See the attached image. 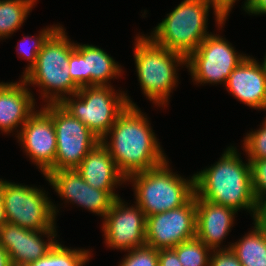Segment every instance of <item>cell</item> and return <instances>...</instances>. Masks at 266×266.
Returning <instances> with one entry per match:
<instances>
[{
	"label": "cell",
	"mask_w": 266,
	"mask_h": 266,
	"mask_svg": "<svg viewBox=\"0 0 266 266\" xmlns=\"http://www.w3.org/2000/svg\"><path fill=\"white\" fill-rule=\"evenodd\" d=\"M253 224L252 231L225 249H231L242 266H266V233Z\"/></svg>",
	"instance_id": "cell-21"
},
{
	"label": "cell",
	"mask_w": 266,
	"mask_h": 266,
	"mask_svg": "<svg viewBox=\"0 0 266 266\" xmlns=\"http://www.w3.org/2000/svg\"><path fill=\"white\" fill-rule=\"evenodd\" d=\"M115 92L110 85L82 86L73 99L67 96L60 105L101 140L127 105L136 106L127 93Z\"/></svg>",
	"instance_id": "cell-7"
},
{
	"label": "cell",
	"mask_w": 266,
	"mask_h": 266,
	"mask_svg": "<svg viewBox=\"0 0 266 266\" xmlns=\"http://www.w3.org/2000/svg\"><path fill=\"white\" fill-rule=\"evenodd\" d=\"M0 266H12L8 253L0 246Z\"/></svg>",
	"instance_id": "cell-35"
},
{
	"label": "cell",
	"mask_w": 266,
	"mask_h": 266,
	"mask_svg": "<svg viewBox=\"0 0 266 266\" xmlns=\"http://www.w3.org/2000/svg\"><path fill=\"white\" fill-rule=\"evenodd\" d=\"M66 34L59 26L44 42L35 65L22 77L27 85L41 88L47 104H60L66 95L72 96L80 88L71 79L67 67L75 43L69 41Z\"/></svg>",
	"instance_id": "cell-3"
},
{
	"label": "cell",
	"mask_w": 266,
	"mask_h": 266,
	"mask_svg": "<svg viewBox=\"0 0 266 266\" xmlns=\"http://www.w3.org/2000/svg\"><path fill=\"white\" fill-rule=\"evenodd\" d=\"M90 257L89 250L67 248L57 241L45 256L26 266H83Z\"/></svg>",
	"instance_id": "cell-23"
},
{
	"label": "cell",
	"mask_w": 266,
	"mask_h": 266,
	"mask_svg": "<svg viewBox=\"0 0 266 266\" xmlns=\"http://www.w3.org/2000/svg\"><path fill=\"white\" fill-rule=\"evenodd\" d=\"M119 266H158V250L144 245L131 249Z\"/></svg>",
	"instance_id": "cell-27"
},
{
	"label": "cell",
	"mask_w": 266,
	"mask_h": 266,
	"mask_svg": "<svg viewBox=\"0 0 266 266\" xmlns=\"http://www.w3.org/2000/svg\"><path fill=\"white\" fill-rule=\"evenodd\" d=\"M254 222L266 233V198L257 201Z\"/></svg>",
	"instance_id": "cell-33"
},
{
	"label": "cell",
	"mask_w": 266,
	"mask_h": 266,
	"mask_svg": "<svg viewBox=\"0 0 266 266\" xmlns=\"http://www.w3.org/2000/svg\"><path fill=\"white\" fill-rule=\"evenodd\" d=\"M257 1L258 0H246L243 5V10L247 12Z\"/></svg>",
	"instance_id": "cell-37"
},
{
	"label": "cell",
	"mask_w": 266,
	"mask_h": 266,
	"mask_svg": "<svg viewBox=\"0 0 266 266\" xmlns=\"http://www.w3.org/2000/svg\"><path fill=\"white\" fill-rule=\"evenodd\" d=\"M210 8L205 0H183L149 37L158 45L187 57L209 35L207 17Z\"/></svg>",
	"instance_id": "cell-6"
},
{
	"label": "cell",
	"mask_w": 266,
	"mask_h": 266,
	"mask_svg": "<svg viewBox=\"0 0 266 266\" xmlns=\"http://www.w3.org/2000/svg\"><path fill=\"white\" fill-rule=\"evenodd\" d=\"M173 250L182 266H209L212 250L197 237L183 241Z\"/></svg>",
	"instance_id": "cell-24"
},
{
	"label": "cell",
	"mask_w": 266,
	"mask_h": 266,
	"mask_svg": "<svg viewBox=\"0 0 266 266\" xmlns=\"http://www.w3.org/2000/svg\"><path fill=\"white\" fill-rule=\"evenodd\" d=\"M262 110H264V111L266 110V103L264 104ZM264 121L266 122V117H265Z\"/></svg>",
	"instance_id": "cell-38"
},
{
	"label": "cell",
	"mask_w": 266,
	"mask_h": 266,
	"mask_svg": "<svg viewBox=\"0 0 266 266\" xmlns=\"http://www.w3.org/2000/svg\"><path fill=\"white\" fill-rule=\"evenodd\" d=\"M146 117L137 105H127L101 139L125 178L154 169L168 159Z\"/></svg>",
	"instance_id": "cell-1"
},
{
	"label": "cell",
	"mask_w": 266,
	"mask_h": 266,
	"mask_svg": "<svg viewBox=\"0 0 266 266\" xmlns=\"http://www.w3.org/2000/svg\"><path fill=\"white\" fill-rule=\"evenodd\" d=\"M16 134L21 147L44 176L54 171L56 132L52 120V104L34 111Z\"/></svg>",
	"instance_id": "cell-12"
},
{
	"label": "cell",
	"mask_w": 266,
	"mask_h": 266,
	"mask_svg": "<svg viewBox=\"0 0 266 266\" xmlns=\"http://www.w3.org/2000/svg\"><path fill=\"white\" fill-rule=\"evenodd\" d=\"M248 14L252 15H266V0H258L248 11Z\"/></svg>",
	"instance_id": "cell-34"
},
{
	"label": "cell",
	"mask_w": 266,
	"mask_h": 266,
	"mask_svg": "<svg viewBox=\"0 0 266 266\" xmlns=\"http://www.w3.org/2000/svg\"><path fill=\"white\" fill-rule=\"evenodd\" d=\"M26 82H0V130L6 134L21 128L36 110L35 98Z\"/></svg>",
	"instance_id": "cell-18"
},
{
	"label": "cell",
	"mask_w": 266,
	"mask_h": 266,
	"mask_svg": "<svg viewBox=\"0 0 266 266\" xmlns=\"http://www.w3.org/2000/svg\"><path fill=\"white\" fill-rule=\"evenodd\" d=\"M224 86L241 103L262 110L266 103V67L246 56L230 74Z\"/></svg>",
	"instance_id": "cell-16"
},
{
	"label": "cell",
	"mask_w": 266,
	"mask_h": 266,
	"mask_svg": "<svg viewBox=\"0 0 266 266\" xmlns=\"http://www.w3.org/2000/svg\"><path fill=\"white\" fill-rule=\"evenodd\" d=\"M59 26H50L47 28L42 29V31H40L39 36H25L22 41H20L21 43L17 44V52L18 54L22 55L25 59H27L28 62H30L28 64V66L25 68L22 77L29 71L32 69V67L35 65L36 63V59H37V55L40 52V50L42 49V46L44 44V42L48 39V37L58 28ZM26 41L31 42L28 45L30 47H27L26 45ZM33 43V44H32Z\"/></svg>",
	"instance_id": "cell-25"
},
{
	"label": "cell",
	"mask_w": 266,
	"mask_h": 266,
	"mask_svg": "<svg viewBox=\"0 0 266 266\" xmlns=\"http://www.w3.org/2000/svg\"><path fill=\"white\" fill-rule=\"evenodd\" d=\"M209 6L213 8L214 15L216 17V24L218 25L219 29L220 26L224 25L226 19L228 17V13L232 10L235 2L237 0H205Z\"/></svg>",
	"instance_id": "cell-31"
},
{
	"label": "cell",
	"mask_w": 266,
	"mask_h": 266,
	"mask_svg": "<svg viewBox=\"0 0 266 266\" xmlns=\"http://www.w3.org/2000/svg\"><path fill=\"white\" fill-rule=\"evenodd\" d=\"M56 230L31 231L6 222L0 227V246L8 253L12 266H26L45 256L55 245ZM48 242L43 240V236ZM42 238V239H41Z\"/></svg>",
	"instance_id": "cell-15"
},
{
	"label": "cell",
	"mask_w": 266,
	"mask_h": 266,
	"mask_svg": "<svg viewBox=\"0 0 266 266\" xmlns=\"http://www.w3.org/2000/svg\"><path fill=\"white\" fill-rule=\"evenodd\" d=\"M45 178L62 200L76 203L102 218L115 201L109 192L90 186L76 169L51 171Z\"/></svg>",
	"instance_id": "cell-14"
},
{
	"label": "cell",
	"mask_w": 266,
	"mask_h": 266,
	"mask_svg": "<svg viewBox=\"0 0 266 266\" xmlns=\"http://www.w3.org/2000/svg\"><path fill=\"white\" fill-rule=\"evenodd\" d=\"M75 48L84 56L85 86H111L110 80L121 76V66L103 49L77 43Z\"/></svg>",
	"instance_id": "cell-20"
},
{
	"label": "cell",
	"mask_w": 266,
	"mask_h": 266,
	"mask_svg": "<svg viewBox=\"0 0 266 266\" xmlns=\"http://www.w3.org/2000/svg\"><path fill=\"white\" fill-rule=\"evenodd\" d=\"M135 41L134 59L140 87L154 104L167 106L178 82L177 67L186 64V57L158 45L144 34Z\"/></svg>",
	"instance_id": "cell-4"
},
{
	"label": "cell",
	"mask_w": 266,
	"mask_h": 266,
	"mask_svg": "<svg viewBox=\"0 0 266 266\" xmlns=\"http://www.w3.org/2000/svg\"><path fill=\"white\" fill-rule=\"evenodd\" d=\"M245 57V54L237 53L226 39L210 32L198 48L186 57L185 65L195 84L225 85L230 74Z\"/></svg>",
	"instance_id": "cell-9"
},
{
	"label": "cell",
	"mask_w": 266,
	"mask_h": 266,
	"mask_svg": "<svg viewBox=\"0 0 266 266\" xmlns=\"http://www.w3.org/2000/svg\"><path fill=\"white\" fill-rule=\"evenodd\" d=\"M248 161L251 165L253 194L258 201L266 198V159Z\"/></svg>",
	"instance_id": "cell-28"
},
{
	"label": "cell",
	"mask_w": 266,
	"mask_h": 266,
	"mask_svg": "<svg viewBox=\"0 0 266 266\" xmlns=\"http://www.w3.org/2000/svg\"><path fill=\"white\" fill-rule=\"evenodd\" d=\"M237 211L213 202L196 197V237L211 250L220 248L226 239Z\"/></svg>",
	"instance_id": "cell-17"
},
{
	"label": "cell",
	"mask_w": 266,
	"mask_h": 266,
	"mask_svg": "<svg viewBox=\"0 0 266 266\" xmlns=\"http://www.w3.org/2000/svg\"><path fill=\"white\" fill-rule=\"evenodd\" d=\"M7 222L6 216H5V208L3 204V195L0 190V227L4 225Z\"/></svg>",
	"instance_id": "cell-36"
},
{
	"label": "cell",
	"mask_w": 266,
	"mask_h": 266,
	"mask_svg": "<svg viewBox=\"0 0 266 266\" xmlns=\"http://www.w3.org/2000/svg\"><path fill=\"white\" fill-rule=\"evenodd\" d=\"M209 266H242L231 249L212 250Z\"/></svg>",
	"instance_id": "cell-30"
},
{
	"label": "cell",
	"mask_w": 266,
	"mask_h": 266,
	"mask_svg": "<svg viewBox=\"0 0 266 266\" xmlns=\"http://www.w3.org/2000/svg\"><path fill=\"white\" fill-rule=\"evenodd\" d=\"M36 0H0V39L20 29Z\"/></svg>",
	"instance_id": "cell-22"
},
{
	"label": "cell",
	"mask_w": 266,
	"mask_h": 266,
	"mask_svg": "<svg viewBox=\"0 0 266 266\" xmlns=\"http://www.w3.org/2000/svg\"><path fill=\"white\" fill-rule=\"evenodd\" d=\"M171 171L167 160L154 169L126 178L132 182L135 203L146 217L179 208L194 196V175L188 180Z\"/></svg>",
	"instance_id": "cell-5"
},
{
	"label": "cell",
	"mask_w": 266,
	"mask_h": 266,
	"mask_svg": "<svg viewBox=\"0 0 266 266\" xmlns=\"http://www.w3.org/2000/svg\"><path fill=\"white\" fill-rule=\"evenodd\" d=\"M243 142L248 160L266 159V122H262L260 129L247 133Z\"/></svg>",
	"instance_id": "cell-26"
},
{
	"label": "cell",
	"mask_w": 266,
	"mask_h": 266,
	"mask_svg": "<svg viewBox=\"0 0 266 266\" xmlns=\"http://www.w3.org/2000/svg\"><path fill=\"white\" fill-rule=\"evenodd\" d=\"M236 147H228L218 162L194 174L195 197L236 210L247 209L254 219L251 165L242 162Z\"/></svg>",
	"instance_id": "cell-2"
},
{
	"label": "cell",
	"mask_w": 266,
	"mask_h": 266,
	"mask_svg": "<svg viewBox=\"0 0 266 266\" xmlns=\"http://www.w3.org/2000/svg\"><path fill=\"white\" fill-rule=\"evenodd\" d=\"M196 237V197L183 206L146 217V245L173 249Z\"/></svg>",
	"instance_id": "cell-11"
},
{
	"label": "cell",
	"mask_w": 266,
	"mask_h": 266,
	"mask_svg": "<svg viewBox=\"0 0 266 266\" xmlns=\"http://www.w3.org/2000/svg\"><path fill=\"white\" fill-rule=\"evenodd\" d=\"M7 222L31 231L56 230L57 207L45 191L0 179Z\"/></svg>",
	"instance_id": "cell-8"
},
{
	"label": "cell",
	"mask_w": 266,
	"mask_h": 266,
	"mask_svg": "<svg viewBox=\"0 0 266 266\" xmlns=\"http://www.w3.org/2000/svg\"><path fill=\"white\" fill-rule=\"evenodd\" d=\"M133 206L116 198L103 218L102 231L109 248L129 251L146 245V216L137 204Z\"/></svg>",
	"instance_id": "cell-13"
},
{
	"label": "cell",
	"mask_w": 266,
	"mask_h": 266,
	"mask_svg": "<svg viewBox=\"0 0 266 266\" xmlns=\"http://www.w3.org/2000/svg\"><path fill=\"white\" fill-rule=\"evenodd\" d=\"M76 170L90 186L109 192L115 199L120 196L114 188L126 183L125 176L118 170L115 160L101 142L88 152Z\"/></svg>",
	"instance_id": "cell-19"
},
{
	"label": "cell",
	"mask_w": 266,
	"mask_h": 266,
	"mask_svg": "<svg viewBox=\"0 0 266 266\" xmlns=\"http://www.w3.org/2000/svg\"><path fill=\"white\" fill-rule=\"evenodd\" d=\"M158 266H182L173 249L158 250Z\"/></svg>",
	"instance_id": "cell-32"
},
{
	"label": "cell",
	"mask_w": 266,
	"mask_h": 266,
	"mask_svg": "<svg viewBox=\"0 0 266 266\" xmlns=\"http://www.w3.org/2000/svg\"><path fill=\"white\" fill-rule=\"evenodd\" d=\"M68 70L71 79L79 86H85L84 56L75 48L69 56Z\"/></svg>",
	"instance_id": "cell-29"
},
{
	"label": "cell",
	"mask_w": 266,
	"mask_h": 266,
	"mask_svg": "<svg viewBox=\"0 0 266 266\" xmlns=\"http://www.w3.org/2000/svg\"><path fill=\"white\" fill-rule=\"evenodd\" d=\"M262 64L266 67V55H265V57H264V61H263Z\"/></svg>",
	"instance_id": "cell-39"
},
{
	"label": "cell",
	"mask_w": 266,
	"mask_h": 266,
	"mask_svg": "<svg viewBox=\"0 0 266 266\" xmlns=\"http://www.w3.org/2000/svg\"><path fill=\"white\" fill-rule=\"evenodd\" d=\"M52 120L57 141L54 171L76 169L101 140L60 104H52Z\"/></svg>",
	"instance_id": "cell-10"
}]
</instances>
